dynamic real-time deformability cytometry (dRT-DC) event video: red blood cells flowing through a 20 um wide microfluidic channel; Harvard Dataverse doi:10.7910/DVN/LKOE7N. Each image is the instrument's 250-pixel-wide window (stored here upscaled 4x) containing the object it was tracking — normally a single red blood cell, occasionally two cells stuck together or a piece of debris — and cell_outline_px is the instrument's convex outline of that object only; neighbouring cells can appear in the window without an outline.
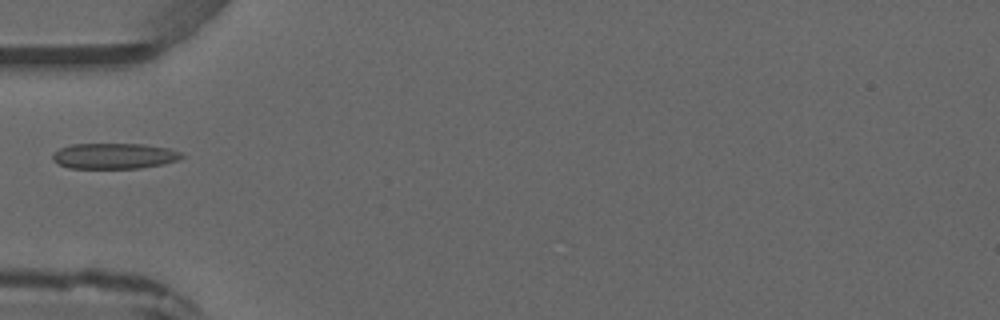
{"species": "common noctule bat (a hibernating species)", "species_latin": "Nyctalus noctula", "temperature_condition": "warm", "stored_images_in_passage": 5, "camera_frame_rate_fps": 3000, "um_per_image_px": 0.085, "animal": {"sex": "male", "forearm_length_mm": 52.5}, "frame": {"image": 1, "passage_image": 5, "time_ms": 4.667, "image_size_px": [1000, 320], "cell_outline_px": [[184, 156], [176, 160], [164, 164], [140, 168], [68, 168], [52, 160], [52, 156], [60, 148], [72, 144], [144, 144], [168, 148], [180, 152]], "centroid_in_image_um": [9.71, 13.26], "position_along_channel_um": 75.3, "area_um2": 19.19}}